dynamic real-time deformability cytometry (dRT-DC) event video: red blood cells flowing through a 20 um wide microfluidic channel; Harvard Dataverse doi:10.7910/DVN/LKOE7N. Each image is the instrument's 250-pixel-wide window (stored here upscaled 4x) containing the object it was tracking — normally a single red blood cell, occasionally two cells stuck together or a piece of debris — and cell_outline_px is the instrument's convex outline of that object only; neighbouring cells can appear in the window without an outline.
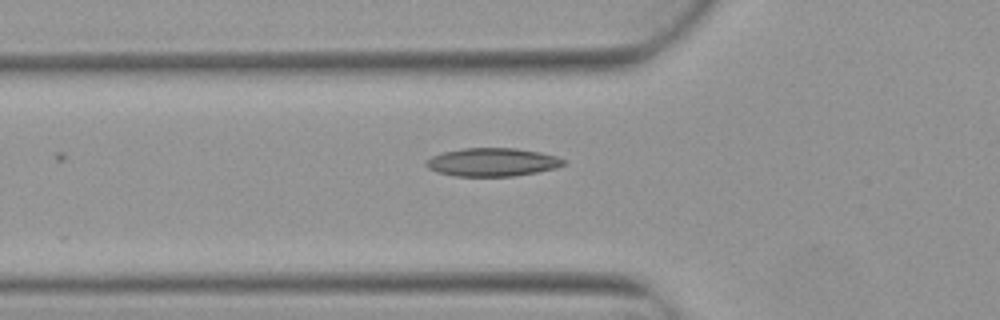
{"species": "Egyptian fruit bat (a non-hibernating species)", "species_latin": "Rousettus aegyptiacus", "temperature_condition": "warm", "stored_images_in_passage": 6, "camera_frame_rate_fps": 3000, "um_per_image_px": 0.085, "animal": {"sex": "female"}, "frame": {"image": 1, "passage_image": 6, "time_ms": 1.667, "image_size_px": [1000, 320], "cell_outline_px": [[564, 164], [556, 168], [536, 172], [512, 176], [456, 176], [436, 172], [428, 168], [424, 164], [424, 160], [432, 156], [444, 152], [464, 148], [516, 148], [540, 152], [556, 156], [564, 160]], "centroid_in_image_um": [41.8, 13.78], "position_along_channel_um": 84.0, "area_um2": 22.6}}